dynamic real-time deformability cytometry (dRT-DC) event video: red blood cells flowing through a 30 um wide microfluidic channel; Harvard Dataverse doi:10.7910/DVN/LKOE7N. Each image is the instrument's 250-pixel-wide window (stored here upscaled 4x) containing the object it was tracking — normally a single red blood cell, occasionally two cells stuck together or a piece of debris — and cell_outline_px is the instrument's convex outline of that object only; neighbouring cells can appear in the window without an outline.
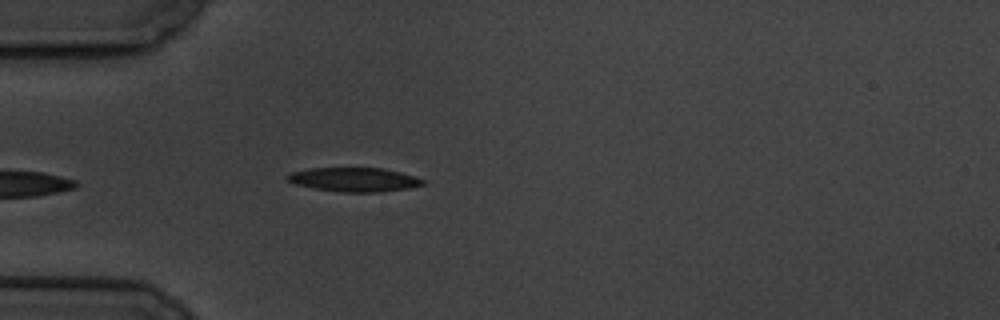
{"species": "common noctule bat (a hibernating species)", "species_latin": "Nyctalus noctula", "temperature_condition": "cold", "stored_images_in_passage": 6, "camera_frame_rate_fps": 3000, "um_per_image_px": 0.085, "animal": {"sex": "male", "body_mass_g": 19.5, "forearm_length_mm": 54.6}, "frame": {"image": 1, "passage_image": 6, "time_ms": 6.667, "image_size_px": [1000, 320], "cell_outline_px": [[424, 184], [408, 188], [380, 192], [340, 192], [316, 188], [296, 184], [288, 180], [284, 176], [288, 172], [308, 168], [384, 168], [416, 176], [424, 180]], "centroid_in_image_um": [30.08, 15.25], "position_along_channel_um": 54.9, "area_um2": 19.02}}